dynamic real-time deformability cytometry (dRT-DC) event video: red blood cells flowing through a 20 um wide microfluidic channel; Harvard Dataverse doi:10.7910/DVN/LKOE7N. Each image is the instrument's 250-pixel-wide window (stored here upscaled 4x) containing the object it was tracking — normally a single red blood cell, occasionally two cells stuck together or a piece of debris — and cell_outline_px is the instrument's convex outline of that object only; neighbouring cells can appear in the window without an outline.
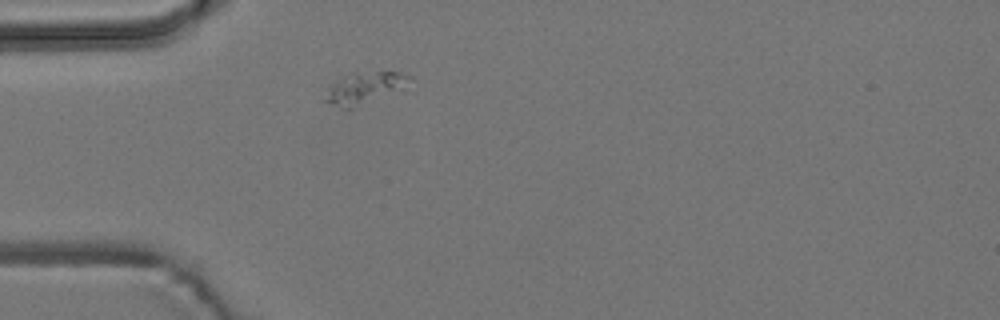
{"species": "common noctule bat (a hibernating species)", "species_latin": "Nyctalus noctula", "temperature_condition": "room temperature", "stored_images_in_passage": 1, "camera_frame_rate_fps": 3000, "um_per_image_px": 0.085, "animal": {"sex": "male", "body_mass_g": 19.2, "forearm_length_mm": 51.8}, "frame": {"image": 1, "passage_image": 1, "time_ms": 0.0, "image_size_px": [1000, 320], "cell_outline_px": [[412, 76], [408, 92], [352, 108], [348, 108], [324, 100], [328, 88], [344, 76], [376, 72], [404, 72]], "centroid_in_image_um": [31.25, 7.5], "position_along_channel_um": 53.8, "area_um2": 15.9}}